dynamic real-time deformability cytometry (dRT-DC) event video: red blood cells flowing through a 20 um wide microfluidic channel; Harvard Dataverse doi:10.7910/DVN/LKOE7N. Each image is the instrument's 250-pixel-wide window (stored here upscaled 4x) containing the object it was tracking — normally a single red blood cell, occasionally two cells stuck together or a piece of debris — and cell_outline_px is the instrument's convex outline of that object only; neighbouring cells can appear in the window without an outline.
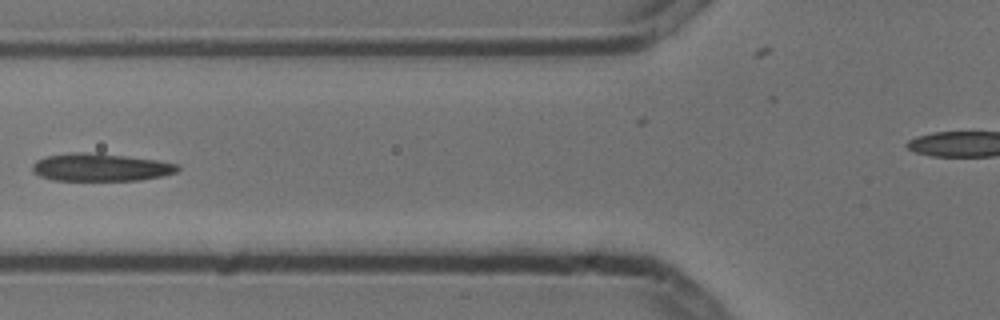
{"species": "common noctule bat (a hibernating species)", "species_latin": "Nyctalus noctula", "temperature_condition": "cold", "stored_images_in_passage": 5, "segment_of_instrument_passage": [1, 2], "camera_frame_rate_fps": 3000, "um_per_image_px": 0.085, "animal": {"sex": "male", "body_mass_g": 13.3}, "frame": {"image": 1, "passage_image": 4, "time_ms": 1.0, "image_size_px": [1000, 320], "cell_outline_px": [[180, 168], [176, 172], [164, 176], [140, 180], [52, 180], [40, 176], [32, 172], [32, 164], [36, 160], [44, 156], [72, 152], [84, 152], [124, 156], [156, 160], [176, 164]], "centroid_in_image_um": [8.5, 14.22], "position_along_channel_um": 117.3, "area_um2": 23.41}}